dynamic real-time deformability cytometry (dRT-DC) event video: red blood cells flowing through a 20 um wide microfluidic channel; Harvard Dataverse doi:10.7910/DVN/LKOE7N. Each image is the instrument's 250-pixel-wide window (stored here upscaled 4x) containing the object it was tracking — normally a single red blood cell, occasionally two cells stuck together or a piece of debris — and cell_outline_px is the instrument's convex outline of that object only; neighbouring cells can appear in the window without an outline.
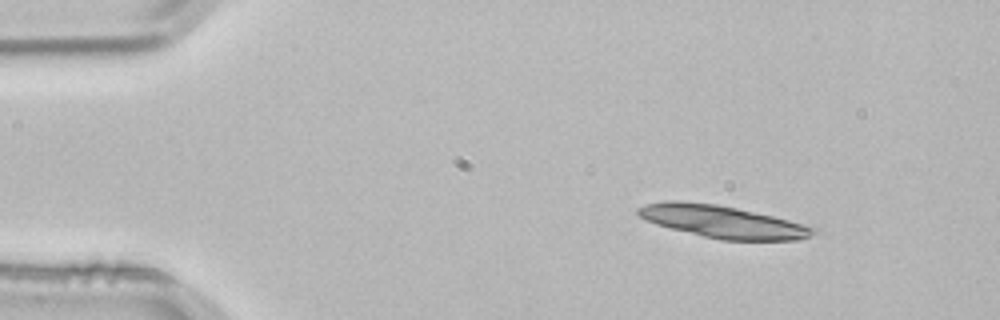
{"species": "common noctule bat (a hibernating species)", "species_latin": "Nyctalus noctula", "temperature_condition": "room temperature", "stored_images_in_passage": 3, "camera_frame_rate_fps": 3000, "um_per_image_px": 0.085, "animal": {"sex": "male", "body_mass_g": 21.5, "forearm_length_mm": 52.0}, "frame": {"image": 1, "passage_image": 1, "time_ms": 0.0, "image_size_px": [1000, 320], "cell_outline_px": [[820, 232], [796, 240], [720, 240], [656, 224], [640, 216], [636, 212], [636, 208], [644, 204], [664, 200], [676, 200], [716, 204], [736, 208], [772, 216], [820, 228]], "centroid_in_image_um": [61.44, 18.83], "position_along_channel_um": 23.6, "area_um2": 32.89}}
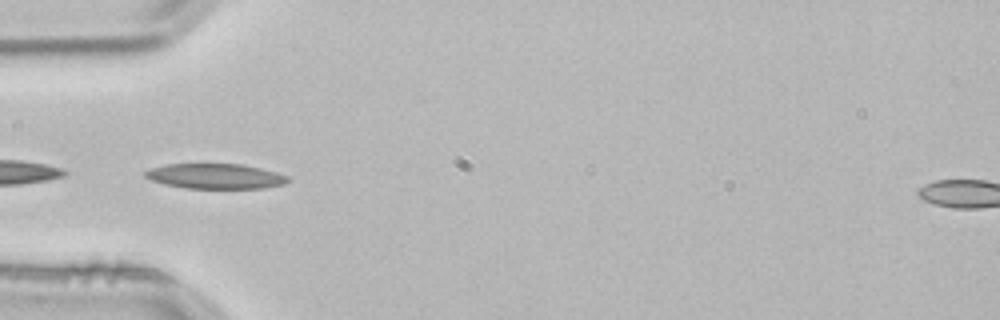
{"frame": {"image": 2, "passage_image": 3, "time_ms": 0.667, "image_size_px": [1000, 320], "cell_outline_px": [[292, 180], [284, 184], [264, 188], [184, 188], [164, 184], [152, 180], [144, 176], [144, 172], [152, 168], [168, 164], [244, 164], [276, 172], [288, 176]], "centroid_in_image_um": [18.34, 14.98], "position_along_channel_um": 66.7, "area_um2": 20.87}}